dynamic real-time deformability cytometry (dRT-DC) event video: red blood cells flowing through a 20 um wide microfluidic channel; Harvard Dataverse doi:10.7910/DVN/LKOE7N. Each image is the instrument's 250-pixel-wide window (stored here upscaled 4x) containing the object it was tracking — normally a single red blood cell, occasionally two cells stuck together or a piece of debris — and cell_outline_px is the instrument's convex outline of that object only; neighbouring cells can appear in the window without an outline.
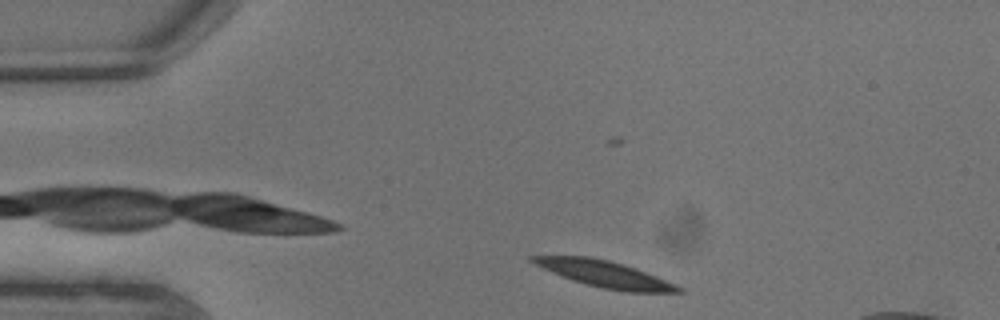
{"species": "common noctule bat (a hibernating species)", "species_latin": "Nyctalus noctula", "temperature_condition": "warm", "stored_images_in_passage": 3, "camera_frame_rate_fps": 3000, "um_per_image_px": 0.085, "animal": {"sex": "male", "body_mass_g": 13.3}, "frame": {"image": 1, "passage_image": 3, "time_ms": 0.667, "image_size_px": [1000, 320], "cell_outline_px": [[684, 292], [624, 292], [600, 288], [572, 280], [552, 272], [528, 260], [528, 256], [588, 256], [608, 260], [656, 276], [676, 284], [684, 288]], "centroid_in_image_um": [51.41, 23.31], "position_along_channel_um": 33.6, "area_um2": 22.14}}